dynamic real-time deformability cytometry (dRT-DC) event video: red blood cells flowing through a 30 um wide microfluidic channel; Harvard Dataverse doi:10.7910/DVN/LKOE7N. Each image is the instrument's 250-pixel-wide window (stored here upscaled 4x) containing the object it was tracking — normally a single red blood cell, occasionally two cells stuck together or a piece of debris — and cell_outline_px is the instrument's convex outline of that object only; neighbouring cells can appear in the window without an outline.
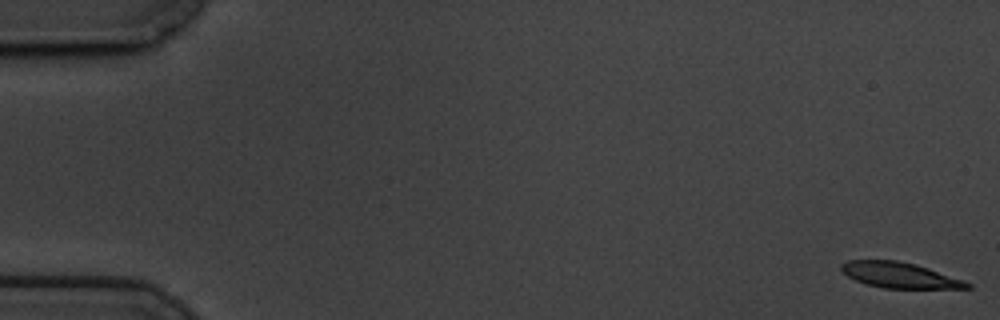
{"species": "common noctule bat (a hibernating species)", "species_latin": "Nyctalus noctula", "temperature_condition": "cold", "stored_images_in_passage": 59, "camera_frame_rate_fps": 3000, "um_per_image_px": 0.085, "animal": {"sex": "male", "body_mass_g": 19.5, "forearm_length_mm": 54.6}, "frame": {"image": 1, "passage_image": 1, "time_ms": 0.0, "image_size_px": [1000, 320], "cell_outline_px": [[972, 288], [884, 288], [868, 284], [856, 280], [848, 276], [840, 268], [840, 264], [848, 260], [896, 260], [916, 264], [964, 280], [972, 284]], "centroid_in_image_um": [76.48, 23.38], "position_along_channel_um": 8.5, "area_um2": 18.61}}
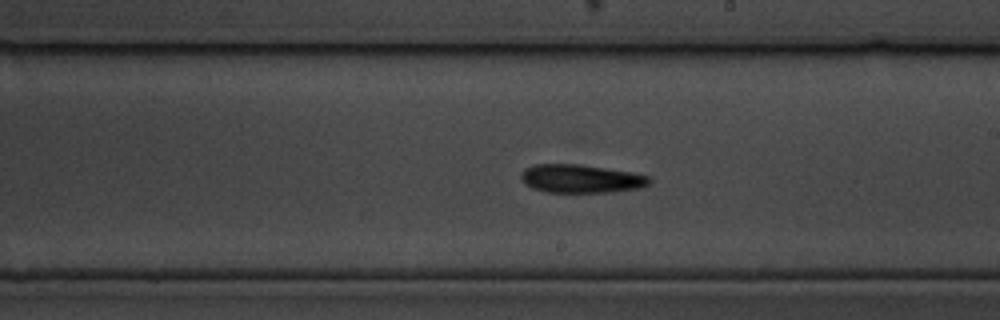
{"frame": {"image": 2, "passage_image": 34, "time_ms": 11.0, "image_size_px": [1000, 320], "cell_outline_px": [[652, 180], [648, 184], [640, 188], [612, 192], [544, 192], [532, 188], [524, 184], [520, 180], [520, 172], [524, 168], [536, 164], [580, 164], [632, 172], [648, 176]], "centroid_in_image_um": [49.33, 15.19], "position_along_channel_um": 239.7, "area_um2": 21.44}}
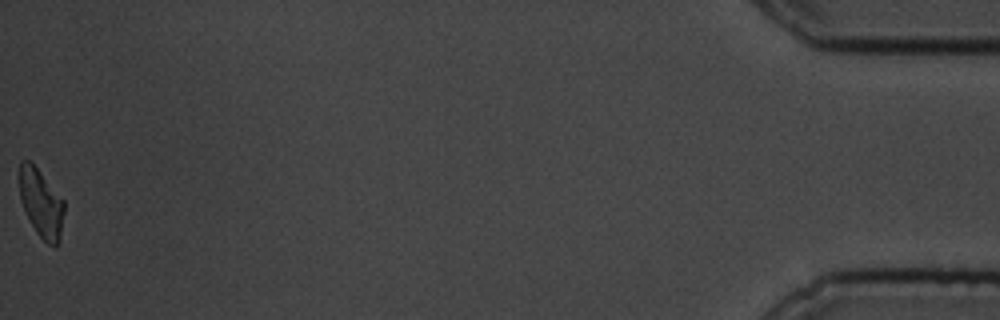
{"frame": {"image": 3, "passage_image": 59, "time_ms": 19.333, "image_size_px": [1000, 320], "cell_outline_px": [[64, 212], [60, 240], [56, 248], [48, 244], [36, 232], [24, 212], [20, 200], [20, 160], [28, 160], [36, 168], [64, 200]], "centroid_in_image_um": [3.5, 17.33], "position_along_channel_um": 431.7, "area_um2": 17.69}, "authors_computed_cell_mechanics": {"area_um2": 20.5768, "velocity_mm_per_s": 3.4301, "shape_relaxation_time_tau1_ms": 8.3202, "shape_relaxation_time_tau2_ms": null, "deformation_change_tau1": 0.2134, "deformation_change_tau2": null}}